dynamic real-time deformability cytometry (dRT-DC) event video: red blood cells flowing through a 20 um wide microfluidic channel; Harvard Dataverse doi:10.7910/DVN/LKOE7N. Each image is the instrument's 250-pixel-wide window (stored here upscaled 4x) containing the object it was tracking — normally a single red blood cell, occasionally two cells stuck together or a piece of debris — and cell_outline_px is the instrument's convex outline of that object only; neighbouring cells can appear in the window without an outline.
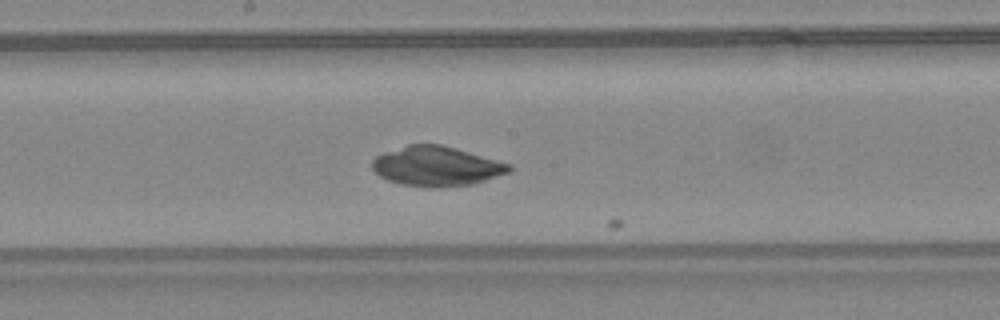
{"species": "common noctule bat (a hibernating species)", "species_latin": "Nyctalus noctula", "temperature_condition": "warm", "stored_images_in_passage": 14, "camera_frame_rate_fps": 3000, "um_per_image_px": 0.085, "animal": {"sex": "female", "body_mass_g": 24.6, "forearm_length_mm": 56.2}, "frame": {"image": 1, "passage_image": 13, "time_ms": 4.0, "image_size_px": [1000, 320], "cell_outline_px": [[512, 168], [508, 172], [472, 184], [440, 188], [400, 184], [388, 180], [380, 176], [372, 168], [372, 160], [376, 156], [384, 152], [408, 144], [440, 144], [456, 148], [512, 164]], "centroid_in_image_um": [37.09, 14.12], "position_along_channel_um": 211.1, "area_um2": 31.56}}